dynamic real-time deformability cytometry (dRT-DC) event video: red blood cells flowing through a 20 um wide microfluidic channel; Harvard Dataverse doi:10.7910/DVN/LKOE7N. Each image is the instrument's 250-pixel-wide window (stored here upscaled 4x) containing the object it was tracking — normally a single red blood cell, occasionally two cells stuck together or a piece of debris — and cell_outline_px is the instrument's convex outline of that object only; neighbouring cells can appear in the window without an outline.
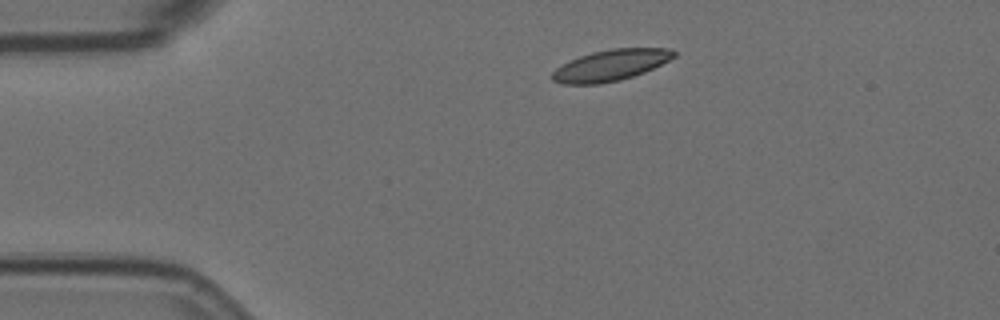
{"species": "Egyptian fruit bat (a non-hibernating species)", "species_latin": "Rousettus aegyptiacus", "temperature_condition": "room temperature", "stored_images_in_passage": 9, "camera_frame_rate_fps": 3000, "um_per_image_px": 0.085, "animal": {"sex": "female"}, "frame": {"image": 1, "passage_image": 1, "time_ms": 0.0, "image_size_px": [1000, 320], "cell_outline_px": [[676, 56], [644, 72], [620, 80], [600, 84], [560, 84], [552, 80], [552, 72], [556, 68], [580, 56], [592, 52], [612, 48], [668, 48], [676, 52]], "centroid_in_image_um": [51.89, 5.55], "position_along_channel_um": 33.1, "area_um2": 21.85}}
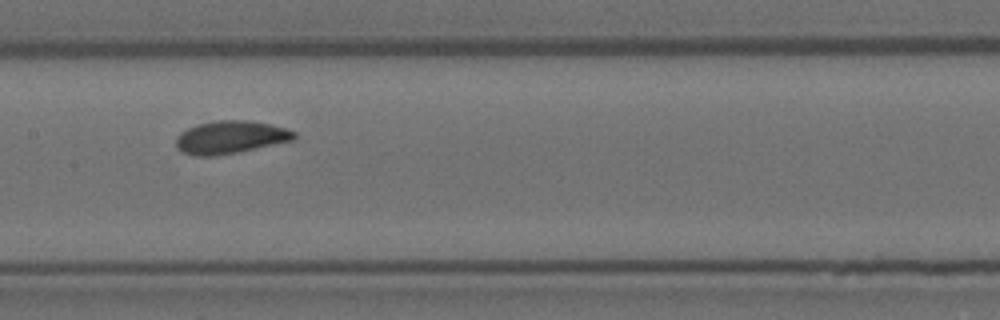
{"frame": {"image": 2, "passage_image": 6, "time_ms": 1.667, "image_size_px": [1000, 320], "cell_outline_px": [[296, 140], [216, 156], [192, 156], [180, 152], [176, 148], [176, 136], [180, 132], [196, 124], [216, 120], [248, 120], [268, 124], [284, 128], [296, 132]], "centroid_in_image_um": [19.54, 11.67], "position_along_channel_um": 187.9, "area_um2": 22.77}}
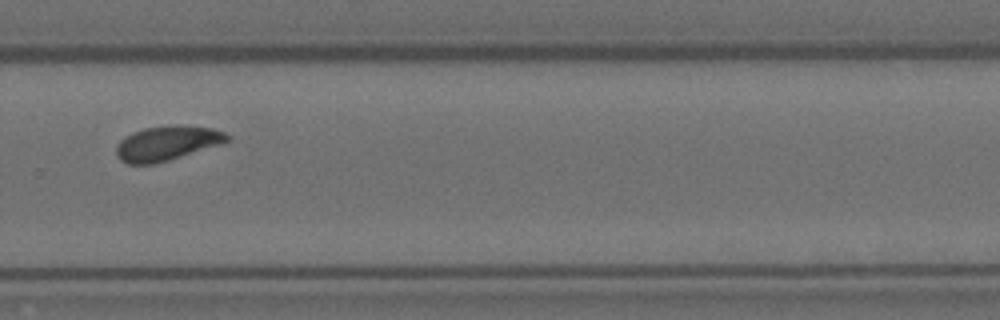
{"frame": {"image": 3, "passage_image": 9, "time_ms": 2.667, "image_size_px": [1000, 320], "cell_outline_px": [[232, 136], [224, 144], [168, 160], [152, 164], [128, 164], [120, 160], [116, 156], [116, 144], [120, 140], [132, 132], [144, 128], [176, 124], [212, 128], [224, 132]], "centroid_in_image_um": [14.21, 12.17], "position_along_channel_um": 315.6, "area_um2": 22.6}}